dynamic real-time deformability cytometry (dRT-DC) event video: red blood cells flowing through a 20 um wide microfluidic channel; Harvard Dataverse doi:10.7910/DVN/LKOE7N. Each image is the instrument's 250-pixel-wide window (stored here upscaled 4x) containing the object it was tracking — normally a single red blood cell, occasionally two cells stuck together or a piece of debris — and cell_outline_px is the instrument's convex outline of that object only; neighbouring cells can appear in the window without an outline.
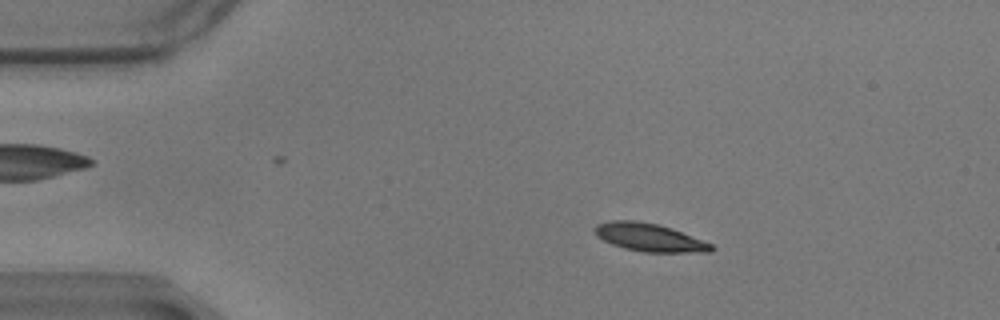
{"species": "common noctule bat (a hibernating species)", "species_latin": "Nyctalus noctula", "temperature_condition": "warm", "stored_images_in_passage": 58, "camera_frame_rate_fps": 3000, "um_per_image_px": 0.085, "animal": {"sex": "male", "body_mass_g": 17.9}, "frame": {"image": 1, "passage_image": 10, "time_ms": 3.0, "image_size_px": [1000, 320], "cell_outline_px": [[716, 248], [712, 252], [644, 252], [624, 248], [612, 244], [596, 236], [596, 224], [608, 220], [632, 220], [660, 224], [672, 228], [712, 244]], "centroid_in_image_um": [55.22, 20.18], "position_along_channel_um": 29.8, "area_um2": 19.02}}
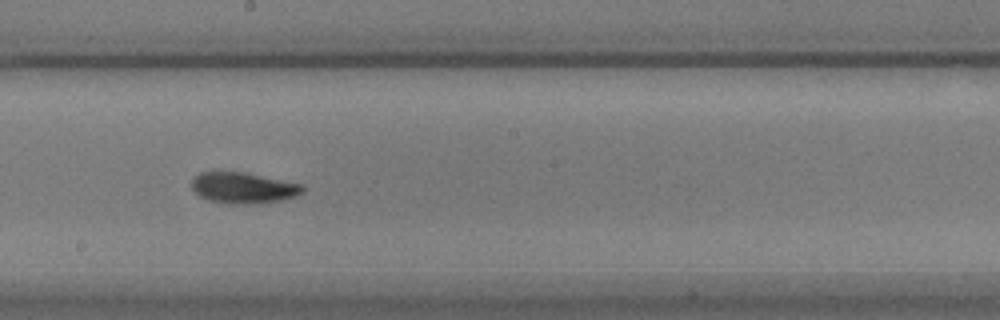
{"frame": {"image": 2, "passage_image": 32, "time_ms": 10.333, "image_size_px": [1000, 320], "cell_outline_px": [[304, 192], [280, 200], [256, 204], [232, 204], [208, 200], [200, 196], [192, 188], [192, 176], [200, 172], [248, 172], [304, 184]], "centroid_in_image_um": [20.69, 15.95], "position_along_channel_um": 227.5, "area_um2": 20.23}}
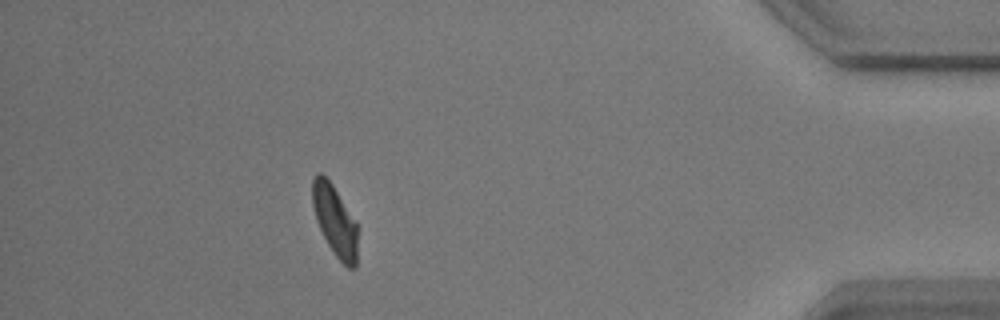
{"frame": {"image": 3, "passage_image": 52, "time_ms": 17.0, "image_size_px": [1000, 320], "cell_outline_px": [[356, 268], [348, 268], [336, 256], [328, 244], [316, 220], [312, 204], [312, 180], [316, 172], [320, 172], [332, 184], [356, 224]], "centroid_in_image_um": [28.43, 18.73], "position_along_channel_um": 406.8, "area_um2": 18.03}, "authors_computed_cell_mechanics": {"area_um2": 19.2763, "velocity_mm_per_s": 3.4288, "shape_relaxation_time_tau1_ms": 3.6272, "shape_relaxation_time_tau2_ms": 2.724, "deformation_change_tau1": 0.146, "deformation_change_tau2": 0.0635}}